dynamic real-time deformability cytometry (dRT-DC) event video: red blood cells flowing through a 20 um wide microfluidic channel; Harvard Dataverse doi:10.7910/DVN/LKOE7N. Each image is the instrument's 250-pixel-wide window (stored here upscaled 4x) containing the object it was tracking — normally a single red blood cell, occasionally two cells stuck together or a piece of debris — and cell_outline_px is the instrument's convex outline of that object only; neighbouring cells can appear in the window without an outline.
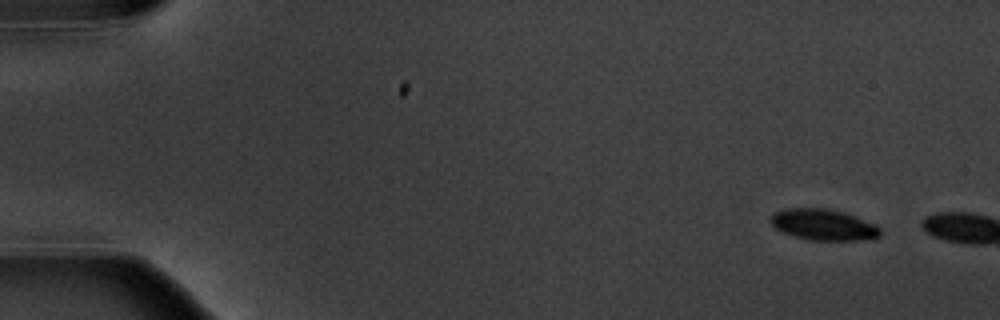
{"species": "common noctule bat (a hibernating species)", "species_latin": "Nyctalus noctula", "temperature_condition": "warm", "stored_images_in_passage": 2, "camera_frame_rate_fps": 3000, "um_per_image_px": 0.085, "animal": {"sex": "male", "body_mass_g": 20.1, "forearm_length_mm": 53.5}, "frame": {"image": 1, "passage_image": 1, "time_ms": 0.0, "image_size_px": [1000, 320], "cell_outline_px": [[880, 236], [856, 240], [808, 240], [784, 232], [776, 228], [768, 220], [772, 212], [784, 208], [828, 208], [844, 212], [876, 224], [880, 228]], "centroid_in_image_um": [69.95, 19.08], "position_along_channel_um": 15.1, "area_um2": 19.88}}